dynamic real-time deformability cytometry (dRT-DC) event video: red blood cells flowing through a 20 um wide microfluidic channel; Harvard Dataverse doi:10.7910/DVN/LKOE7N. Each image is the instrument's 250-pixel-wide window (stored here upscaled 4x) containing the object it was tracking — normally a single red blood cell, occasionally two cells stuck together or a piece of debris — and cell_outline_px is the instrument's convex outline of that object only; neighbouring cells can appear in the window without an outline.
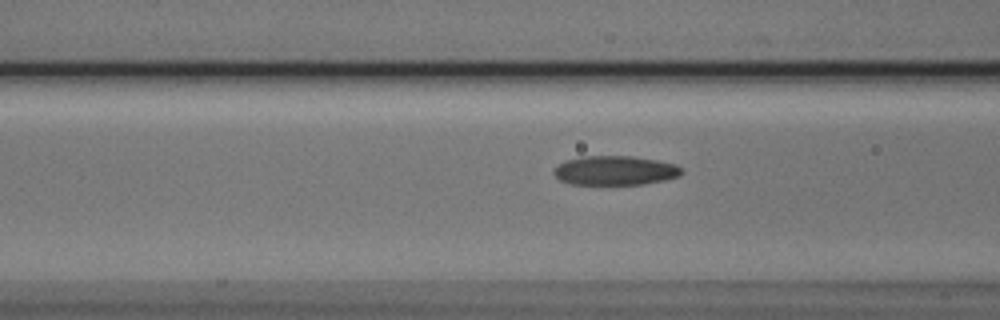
{"species": "Egyptian fruit bat (a non-hibernating species)", "species_latin": "Rousettus aegyptiacus", "temperature_condition": "cold", "stored_images_in_passage": 13, "camera_frame_rate_fps": 3000, "um_per_image_px": 0.085, "animal": {"sex": "male"}, "frame": {"image": 1, "passage_image": 11, "time_ms": 3.333, "image_size_px": [1000, 320], "cell_outline_px": [[684, 172], [680, 176], [664, 180], [644, 184], [568, 184], [560, 180], [552, 172], [556, 164], [564, 160], [580, 156], [632, 156], [656, 160], [676, 164]], "centroid_in_image_um": [52.24, 14.48], "position_along_channel_um": 114.4, "area_um2": 22.02}}